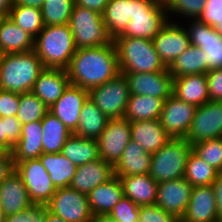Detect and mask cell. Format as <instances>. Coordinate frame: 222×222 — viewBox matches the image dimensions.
I'll return each mask as SVG.
<instances>
[{"mask_svg": "<svg viewBox=\"0 0 222 222\" xmlns=\"http://www.w3.org/2000/svg\"><path fill=\"white\" fill-rule=\"evenodd\" d=\"M180 222H217L216 201L212 185L194 186Z\"/></svg>", "mask_w": 222, "mask_h": 222, "instance_id": "cell-19", "label": "cell"}, {"mask_svg": "<svg viewBox=\"0 0 222 222\" xmlns=\"http://www.w3.org/2000/svg\"><path fill=\"white\" fill-rule=\"evenodd\" d=\"M206 2L207 0H164L167 16L177 13L193 19H198Z\"/></svg>", "mask_w": 222, "mask_h": 222, "instance_id": "cell-43", "label": "cell"}, {"mask_svg": "<svg viewBox=\"0 0 222 222\" xmlns=\"http://www.w3.org/2000/svg\"><path fill=\"white\" fill-rule=\"evenodd\" d=\"M123 195L139 206L153 205L157 199L158 183L147 174L119 177Z\"/></svg>", "mask_w": 222, "mask_h": 222, "instance_id": "cell-25", "label": "cell"}, {"mask_svg": "<svg viewBox=\"0 0 222 222\" xmlns=\"http://www.w3.org/2000/svg\"><path fill=\"white\" fill-rule=\"evenodd\" d=\"M32 204L27 188L16 171L0 184V206L6 216L21 212Z\"/></svg>", "mask_w": 222, "mask_h": 222, "instance_id": "cell-22", "label": "cell"}, {"mask_svg": "<svg viewBox=\"0 0 222 222\" xmlns=\"http://www.w3.org/2000/svg\"><path fill=\"white\" fill-rule=\"evenodd\" d=\"M13 0H0V18L8 17Z\"/></svg>", "mask_w": 222, "mask_h": 222, "instance_id": "cell-53", "label": "cell"}, {"mask_svg": "<svg viewBox=\"0 0 222 222\" xmlns=\"http://www.w3.org/2000/svg\"><path fill=\"white\" fill-rule=\"evenodd\" d=\"M20 102V94L0 89V117L16 116Z\"/></svg>", "mask_w": 222, "mask_h": 222, "instance_id": "cell-48", "label": "cell"}, {"mask_svg": "<svg viewBox=\"0 0 222 222\" xmlns=\"http://www.w3.org/2000/svg\"><path fill=\"white\" fill-rule=\"evenodd\" d=\"M41 125L43 153H61L62 147L72 133L50 112L41 120Z\"/></svg>", "mask_w": 222, "mask_h": 222, "instance_id": "cell-36", "label": "cell"}, {"mask_svg": "<svg viewBox=\"0 0 222 222\" xmlns=\"http://www.w3.org/2000/svg\"><path fill=\"white\" fill-rule=\"evenodd\" d=\"M192 151L222 173V137L196 143L192 145Z\"/></svg>", "mask_w": 222, "mask_h": 222, "instance_id": "cell-41", "label": "cell"}, {"mask_svg": "<svg viewBox=\"0 0 222 222\" xmlns=\"http://www.w3.org/2000/svg\"><path fill=\"white\" fill-rule=\"evenodd\" d=\"M222 137V101L209 100L199 106L186 140L191 144Z\"/></svg>", "mask_w": 222, "mask_h": 222, "instance_id": "cell-11", "label": "cell"}, {"mask_svg": "<svg viewBox=\"0 0 222 222\" xmlns=\"http://www.w3.org/2000/svg\"><path fill=\"white\" fill-rule=\"evenodd\" d=\"M34 39L9 17L0 18V52L2 54L34 50Z\"/></svg>", "mask_w": 222, "mask_h": 222, "instance_id": "cell-29", "label": "cell"}, {"mask_svg": "<svg viewBox=\"0 0 222 222\" xmlns=\"http://www.w3.org/2000/svg\"><path fill=\"white\" fill-rule=\"evenodd\" d=\"M139 205L123 196L114 206L109 216L115 222H139Z\"/></svg>", "mask_w": 222, "mask_h": 222, "instance_id": "cell-44", "label": "cell"}, {"mask_svg": "<svg viewBox=\"0 0 222 222\" xmlns=\"http://www.w3.org/2000/svg\"><path fill=\"white\" fill-rule=\"evenodd\" d=\"M133 11L134 0H110L105 6L102 18L113 39L125 31Z\"/></svg>", "mask_w": 222, "mask_h": 222, "instance_id": "cell-31", "label": "cell"}, {"mask_svg": "<svg viewBox=\"0 0 222 222\" xmlns=\"http://www.w3.org/2000/svg\"><path fill=\"white\" fill-rule=\"evenodd\" d=\"M8 17L17 26H19L25 32L29 33L34 38L44 28L40 8L23 5H13Z\"/></svg>", "mask_w": 222, "mask_h": 222, "instance_id": "cell-37", "label": "cell"}, {"mask_svg": "<svg viewBox=\"0 0 222 222\" xmlns=\"http://www.w3.org/2000/svg\"><path fill=\"white\" fill-rule=\"evenodd\" d=\"M69 27L77 49L99 47L113 43L102 14L79 5H74Z\"/></svg>", "mask_w": 222, "mask_h": 222, "instance_id": "cell-5", "label": "cell"}, {"mask_svg": "<svg viewBox=\"0 0 222 222\" xmlns=\"http://www.w3.org/2000/svg\"><path fill=\"white\" fill-rule=\"evenodd\" d=\"M151 157L152 154L147 153L137 142L131 139L120 160L114 166V175L124 177L147 174L150 171Z\"/></svg>", "mask_w": 222, "mask_h": 222, "instance_id": "cell-27", "label": "cell"}, {"mask_svg": "<svg viewBox=\"0 0 222 222\" xmlns=\"http://www.w3.org/2000/svg\"><path fill=\"white\" fill-rule=\"evenodd\" d=\"M42 133L41 121L22 125L21 139L12 151L14 163L36 159L43 154Z\"/></svg>", "mask_w": 222, "mask_h": 222, "instance_id": "cell-28", "label": "cell"}, {"mask_svg": "<svg viewBox=\"0 0 222 222\" xmlns=\"http://www.w3.org/2000/svg\"><path fill=\"white\" fill-rule=\"evenodd\" d=\"M87 196L92 214L109 215L114 206L124 196L119 177L114 175L107 182L91 190Z\"/></svg>", "mask_w": 222, "mask_h": 222, "instance_id": "cell-26", "label": "cell"}, {"mask_svg": "<svg viewBox=\"0 0 222 222\" xmlns=\"http://www.w3.org/2000/svg\"><path fill=\"white\" fill-rule=\"evenodd\" d=\"M197 108L172 94L163 103L160 124L171 138L185 139Z\"/></svg>", "mask_w": 222, "mask_h": 222, "instance_id": "cell-13", "label": "cell"}, {"mask_svg": "<svg viewBox=\"0 0 222 222\" xmlns=\"http://www.w3.org/2000/svg\"><path fill=\"white\" fill-rule=\"evenodd\" d=\"M88 222H115L109 215L92 214Z\"/></svg>", "mask_w": 222, "mask_h": 222, "instance_id": "cell-55", "label": "cell"}, {"mask_svg": "<svg viewBox=\"0 0 222 222\" xmlns=\"http://www.w3.org/2000/svg\"><path fill=\"white\" fill-rule=\"evenodd\" d=\"M139 222H180V219L153 204L139 207Z\"/></svg>", "mask_w": 222, "mask_h": 222, "instance_id": "cell-46", "label": "cell"}, {"mask_svg": "<svg viewBox=\"0 0 222 222\" xmlns=\"http://www.w3.org/2000/svg\"><path fill=\"white\" fill-rule=\"evenodd\" d=\"M192 145L184 138H171L152 154L149 175L157 182L182 178Z\"/></svg>", "mask_w": 222, "mask_h": 222, "instance_id": "cell-6", "label": "cell"}, {"mask_svg": "<svg viewBox=\"0 0 222 222\" xmlns=\"http://www.w3.org/2000/svg\"><path fill=\"white\" fill-rule=\"evenodd\" d=\"M47 208L66 222H88L92 216L88 196L70 186L57 188Z\"/></svg>", "mask_w": 222, "mask_h": 222, "instance_id": "cell-10", "label": "cell"}, {"mask_svg": "<svg viewBox=\"0 0 222 222\" xmlns=\"http://www.w3.org/2000/svg\"><path fill=\"white\" fill-rule=\"evenodd\" d=\"M192 188L184 177L160 182L155 204L181 219L190 201Z\"/></svg>", "mask_w": 222, "mask_h": 222, "instance_id": "cell-17", "label": "cell"}, {"mask_svg": "<svg viewBox=\"0 0 222 222\" xmlns=\"http://www.w3.org/2000/svg\"><path fill=\"white\" fill-rule=\"evenodd\" d=\"M87 98V90L69 84L62 96L49 108V112L73 133L78 126L80 111Z\"/></svg>", "mask_w": 222, "mask_h": 222, "instance_id": "cell-18", "label": "cell"}, {"mask_svg": "<svg viewBox=\"0 0 222 222\" xmlns=\"http://www.w3.org/2000/svg\"><path fill=\"white\" fill-rule=\"evenodd\" d=\"M56 188L70 186L77 166L61 153H43L39 157Z\"/></svg>", "mask_w": 222, "mask_h": 222, "instance_id": "cell-34", "label": "cell"}, {"mask_svg": "<svg viewBox=\"0 0 222 222\" xmlns=\"http://www.w3.org/2000/svg\"><path fill=\"white\" fill-rule=\"evenodd\" d=\"M173 95L197 107L210 100L206 74H193L174 78Z\"/></svg>", "mask_w": 222, "mask_h": 222, "instance_id": "cell-24", "label": "cell"}, {"mask_svg": "<svg viewBox=\"0 0 222 222\" xmlns=\"http://www.w3.org/2000/svg\"><path fill=\"white\" fill-rule=\"evenodd\" d=\"M109 1L110 0H75V4L102 14Z\"/></svg>", "mask_w": 222, "mask_h": 222, "instance_id": "cell-52", "label": "cell"}, {"mask_svg": "<svg viewBox=\"0 0 222 222\" xmlns=\"http://www.w3.org/2000/svg\"><path fill=\"white\" fill-rule=\"evenodd\" d=\"M114 176V167L102 158L77 166L70 187L88 195L98 185L107 182Z\"/></svg>", "mask_w": 222, "mask_h": 222, "instance_id": "cell-20", "label": "cell"}, {"mask_svg": "<svg viewBox=\"0 0 222 222\" xmlns=\"http://www.w3.org/2000/svg\"><path fill=\"white\" fill-rule=\"evenodd\" d=\"M166 99L167 98L130 94L124 118L130 122L159 120L163 103Z\"/></svg>", "mask_w": 222, "mask_h": 222, "instance_id": "cell-32", "label": "cell"}, {"mask_svg": "<svg viewBox=\"0 0 222 222\" xmlns=\"http://www.w3.org/2000/svg\"><path fill=\"white\" fill-rule=\"evenodd\" d=\"M198 20L213 28L221 23L222 0H207Z\"/></svg>", "mask_w": 222, "mask_h": 222, "instance_id": "cell-47", "label": "cell"}, {"mask_svg": "<svg viewBox=\"0 0 222 222\" xmlns=\"http://www.w3.org/2000/svg\"><path fill=\"white\" fill-rule=\"evenodd\" d=\"M187 31L190 45L200 47L206 54L209 70L222 68V37L215 29L198 19L192 20Z\"/></svg>", "mask_w": 222, "mask_h": 222, "instance_id": "cell-16", "label": "cell"}, {"mask_svg": "<svg viewBox=\"0 0 222 222\" xmlns=\"http://www.w3.org/2000/svg\"><path fill=\"white\" fill-rule=\"evenodd\" d=\"M76 50L69 24L44 26L34 39V52L44 68L66 70Z\"/></svg>", "mask_w": 222, "mask_h": 222, "instance_id": "cell-3", "label": "cell"}, {"mask_svg": "<svg viewBox=\"0 0 222 222\" xmlns=\"http://www.w3.org/2000/svg\"><path fill=\"white\" fill-rule=\"evenodd\" d=\"M44 222H66L61 217H58L51 212L47 211Z\"/></svg>", "mask_w": 222, "mask_h": 222, "instance_id": "cell-56", "label": "cell"}, {"mask_svg": "<svg viewBox=\"0 0 222 222\" xmlns=\"http://www.w3.org/2000/svg\"><path fill=\"white\" fill-rule=\"evenodd\" d=\"M75 0H45L41 6L44 26L69 23Z\"/></svg>", "mask_w": 222, "mask_h": 222, "instance_id": "cell-39", "label": "cell"}, {"mask_svg": "<svg viewBox=\"0 0 222 222\" xmlns=\"http://www.w3.org/2000/svg\"><path fill=\"white\" fill-rule=\"evenodd\" d=\"M214 190L216 201L217 222H222V173H219L211 184Z\"/></svg>", "mask_w": 222, "mask_h": 222, "instance_id": "cell-51", "label": "cell"}, {"mask_svg": "<svg viewBox=\"0 0 222 222\" xmlns=\"http://www.w3.org/2000/svg\"><path fill=\"white\" fill-rule=\"evenodd\" d=\"M130 128L131 139L150 154L156 153L171 139L159 120L130 122Z\"/></svg>", "mask_w": 222, "mask_h": 222, "instance_id": "cell-23", "label": "cell"}, {"mask_svg": "<svg viewBox=\"0 0 222 222\" xmlns=\"http://www.w3.org/2000/svg\"><path fill=\"white\" fill-rule=\"evenodd\" d=\"M169 19L164 0H134L133 16L118 37L153 40Z\"/></svg>", "mask_w": 222, "mask_h": 222, "instance_id": "cell-7", "label": "cell"}, {"mask_svg": "<svg viewBox=\"0 0 222 222\" xmlns=\"http://www.w3.org/2000/svg\"><path fill=\"white\" fill-rule=\"evenodd\" d=\"M219 172L191 151L187 157L184 178L194 187L211 185Z\"/></svg>", "mask_w": 222, "mask_h": 222, "instance_id": "cell-38", "label": "cell"}, {"mask_svg": "<svg viewBox=\"0 0 222 222\" xmlns=\"http://www.w3.org/2000/svg\"><path fill=\"white\" fill-rule=\"evenodd\" d=\"M113 42L118 54L120 73H150L168 70L157 54L152 40L116 37Z\"/></svg>", "mask_w": 222, "mask_h": 222, "instance_id": "cell-4", "label": "cell"}, {"mask_svg": "<svg viewBox=\"0 0 222 222\" xmlns=\"http://www.w3.org/2000/svg\"><path fill=\"white\" fill-rule=\"evenodd\" d=\"M128 81L130 94L168 98L173 94L174 78L169 70L150 73H123Z\"/></svg>", "mask_w": 222, "mask_h": 222, "instance_id": "cell-15", "label": "cell"}, {"mask_svg": "<svg viewBox=\"0 0 222 222\" xmlns=\"http://www.w3.org/2000/svg\"><path fill=\"white\" fill-rule=\"evenodd\" d=\"M34 50L2 54L0 59V89L15 93L31 92L35 81L44 70Z\"/></svg>", "mask_w": 222, "mask_h": 222, "instance_id": "cell-2", "label": "cell"}, {"mask_svg": "<svg viewBox=\"0 0 222 222\" xmlns=\"http://www.w3.org/2000/svg\"><path fill=\"white\" fill-rule=\"evenodd\" d=\"M130 140V121L125 118L109 119L104 131L97 139L100 158L114 167Z\"/></svg>", "mask_w": 222, "mask_h": 222, "instance_id": "cell-12", "label": "cell"}, {"mask_svg": "<svg viewBox=\"0 0 222 222\" xmlns=\"http://www.w3.org/2000/svg\"><path fill=\"white\" fill-rule=\"evenodd\" d=\"M14 164L16 173L27 188L30 200L34 204H47L57 188L40 159H29Z\"/></svg>", "mask_w": 222, "mask_h": 222, "instance_id": "cell-9", "label": "cell"}, {"mask_svg": "<svg viewBox=\"0 0 222 222\" xmlns=\"http://www.w3.org/2000/svg\"><path fill=\"white\" fill-rule=\"evenodd\" d=\"M48 112L49 108L32 91L20 94L16 118L22 125L41 121Z\"/></svg>", "mask_w": 222, "mask_h": 222, "instance_id": "cell-40", "label": "cell"}, {"mask_svg": "<svg viewBox=\"0 0 222 222\" xmlns=\"http://www.w3.org/2000/svg\"><path fill=\"white\" fill-rule=\"evenodd\" d=\"M205 55L200 47L190 45L168 67L169 73L173 78L193 74H206L209 71V65L205 60Z\"/></svg>", "mask_w": 222, "mask_h": 222, "instance_id": "cell-33", "label": "cell"}, {"mask_svg": "<svg viewBox=\"0 0 222 222\" xmlns=\"http://www.w3.org/2000/svg\"><path fill=\"white\" fill-rule=\"evenodd\" d=\"M45 0H13V5H23L35 8H41Z\"/></svg>", "mask_w": 222, "mask_h": 222, "instance_id": "cell-54", "label": "cell"}, {"mask_svg": "<svg viewBox=\"0 0 222 222\" xmlns=\"http://www.w3.org/2000/svg\"><path fill=\"white\" fill-rule=\"evenodd\" d=\"M69 82L89 91L120 73L115 43L77 49L66 68Z\"/></svg>", "mask_w": 222, "mask_h": 222, "instance_id": "cell-1", "label": "cell"}, {"mask_svg": "<svg viewBox=\"0 0 222 222\" xmlns=\"http://www.w3.org/2000/svg\"><path fill=\"white\" fill-rule=\"evenodd\" d=\"M61 154L76 166H81L100 158L97 140L79 137L74 134L66 140Z\"/></svg>", "mask_w": 222, "mask_h": 222, "instance_id": "cell-35", "label": "cell"}, {"mask_svg": "<svg viewBox=\"0 0 222 222\" xmlns=\"http://www.w3.org/2000/svg\"><path fill=\"white\" fill-rule=\"evenodd\" d=\"M22 124L16 118L0 117V149L4 153H12L14 146L21 139Z\"/></svg>", "mask_w": 222, "mask_h": 222, "instance_id": "cell-42", "label": "cell"}, {"mask_svg": "<svg viewBox=\"0 0 222 222\" xmlns=\"http://www.w3.org/2000/svg\"><path fill=\"white\" fill-rule=\"evenodd\" d=\"M206 76L210 100L222 101V68L209 70Z\"/></svg>", "mask_w": 222, "mask_h": 222, "instance_id": "cell-49", "label": "cell"}, {"mask_svg": "<svg viewBox=\"0 0 222 222\" xmlns=\"http://www.w3.org/2000/svg\"><path fill=\"white\" fill-rule=\"evenodd\" d=\"M215 31L222 37V21L214 27Z\"/></svg>", "mask_w": 222, "mask_h": 222, "instance_id": "cell-58", "label": "cell"}, {"mask_svg": "<svg viewBox=\"0 0 222 222\" xmlns=\"http://www.w3.org/2000/svg\"><path fill=\"white\" fill-rule=\"evenodd\" d=\"M130 91L123 73L88 91V98L109 118H124Z\"/></svg>", "mask_w": 222, "mask_h": 222, "instance_id": "cell-8", "label": "cell"}, {"mask_svg": "<svg viewBox=\"0 0 222 222\" xmlns=\"http://www.w3.org/2000/svg\"><path fill=\"white\" fill-rule=\"evenodd\" d=\"M69 84L66 70L45 68L35 81L32 92L50 108Z\"/></svg>", "mask_w": 222, "mask_h": 222, "instance_id": "cell-21", "label": "cell"}, {"mask_svg": "<svg viewBox=\"0 0 222 222\" xmlns=\"http://www.w3.org/2000/svg\"><path fill=\"white\" fill-rule=\"evenodd\" d=\"M47 204H32L21 212L6 216V222H44Z\"/></svg>", "mask_w": 222, "mask_h": 222, "instance_id": "cell-45", "label": "cell"}, {"mask_svg": "<svg viewBox=\"0 0 222 222\" xmlns=\"http://www.w3.org/2000/svg\"><path fill=\"white\" fill-rule=\"evenodd\" d=\"M0 222H6V214L1 206H0Z\"/></svg>", "mask_w": 222, "mask_h": 222, "instance_id": "cell-57", "label": "cell"}, {"mask_svg": "<svg viewBox=\"0 0 222 222\" xmlns=\"http://www.w3.org/2000/svg\"><path fill=\"white\" fill-rule=\"evenodd\" d=\"M4 152L0 149V156L3 154Z\"/></svg>", "mask_w": 222, "mask_h": 222, "instance_id": "cell-59", "label": "cell"}, {"mask_svg": "<svg viewBox=\"0 0 222 222\" xmlns=\"http://www.w3.org/2000/svg\"><path fill=\"white\" fill-rule=\"evenodd\" d=\"M15 171L12 153H3L0 156V184Z\"/></svg>", "mask_w": 222, "mask_h": 222, "instance_id": "cell-50", "label": "cell"}, {"mask_svg": "<svg viewBox=\"0 0 222 222\" xmlns=\"http://www.w3.org/2000/svg\"><path fill=\"white\" fill-rule=\"evenodd\" d=\"M152 41L166 67H169L190 46L187 29L175 21H168Z\"/></svg>", "mask_w": 222, "mask_h": 222, "instance_id": "cell-14", "label": "cell"}, {"mask_svg": "<svg viewBox=\"0 0 222 222\" xmlns=\"http://www.w3.org/2000/svg\"><path fill=\"white\" fill-rule=\"evenodd\" d=\"M108 121L109 118L87 98L80 111L78 126L72 134L97 140Z\"/></svg>", "mask_w": 222, "mask_h": 222, "instance_id": "cell-30", "label": "cell"}]
</instances>
